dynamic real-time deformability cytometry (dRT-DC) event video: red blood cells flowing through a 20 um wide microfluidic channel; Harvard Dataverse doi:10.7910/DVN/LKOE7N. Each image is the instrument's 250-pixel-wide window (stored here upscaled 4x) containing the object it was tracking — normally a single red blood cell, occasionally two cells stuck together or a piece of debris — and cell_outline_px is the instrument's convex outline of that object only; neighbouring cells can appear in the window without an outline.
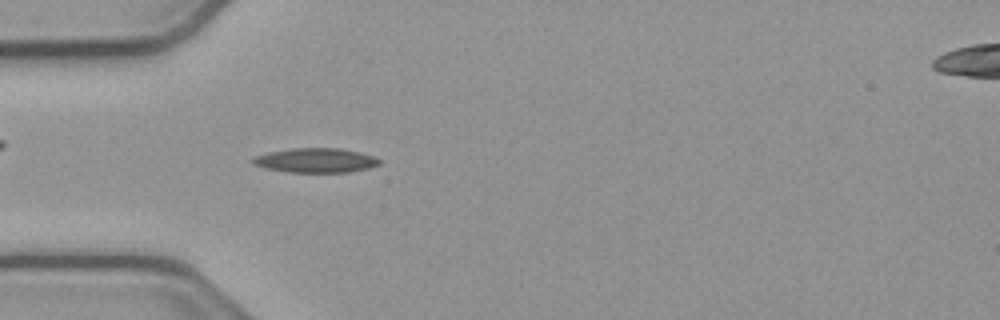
{"species": "common noctule bat (a hibernating species)", "species_latin": "Nyctalus noctula", "temperature_condition": "cold", "stored_images_in_passage": 53, "camera_frame_rate_fps": 3000, "um_per_image_px": 0.085, "animal": {"sex": "male", "body_mass_g": 23.1, "forearm_length_mm": 52.7}, "frame": {"image": 1, "passage_image": 15, "time_ms": 4.667, "image_size_px": [1000, 320], "cell_outline_px": [[380, 164], [368, 168], [348, 172], [288, 172], [264, 168], [252, 164], [252, 160], [256, 156], [268, 152], [292, 148], [340, 148], [360, 152], [372, 156], [380, 160]], "centroid_in_image_um": [26.81, 13.63], "position_along_channel_um": 58.2, "area_um2": 17.98}}
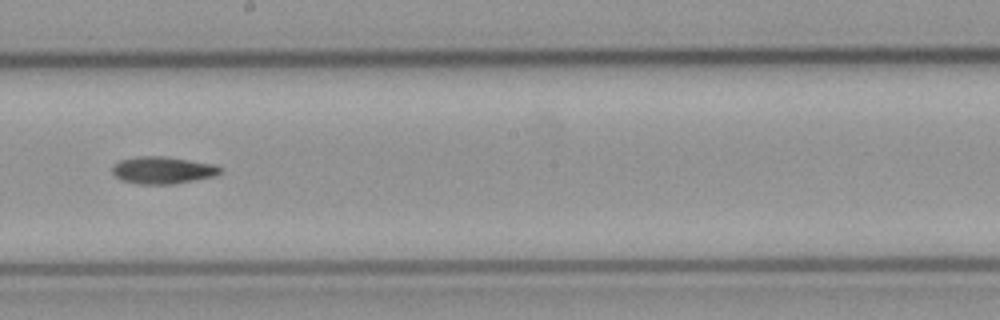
{"frame": {"image": 2, "passage_image": 29, "time_ms": 9.333, "image_size_px": [1000, 320], "cell_outline_px": [[220, 172], [216, 176], [176, 184], [136, 184], [120, 180], [112, 172], [112, 164], [120, 160], [136, 156], [160, 156], [216, 164], [220, 168]], "centroid_in_image_um": [13.8, 14.47], "position_along_channel_um": 234.4, "area_um2": 17.22}}
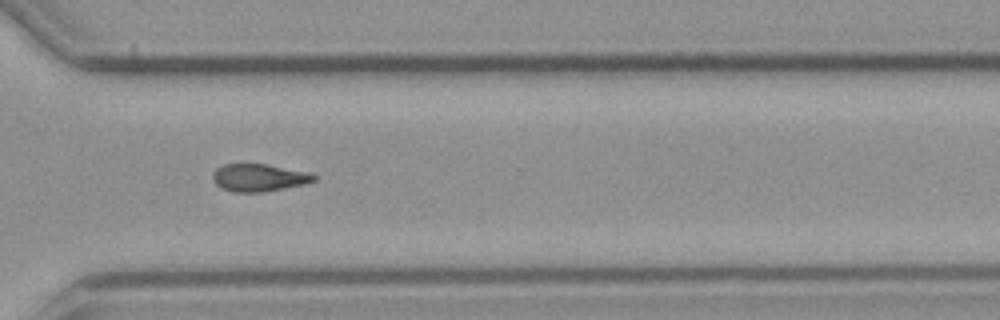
{"frame": {"image": 3, "passage_image": 38, "time_ms": 12.333, "image_size_px": [1000, 320], "cell_outline_px": [[316, 180], [304, 184], [284, 188], [260, 192], [236, 192], [224, 188], [216, 184], [212, 180], [212, 172], [216, 168], [224, 164], [268, 164], [308, 172], [316, 176]], "centroid_in_image_um": [21.99, 15.09], "position_along_channel_um": 348.6, "area_um2": 16.13}}